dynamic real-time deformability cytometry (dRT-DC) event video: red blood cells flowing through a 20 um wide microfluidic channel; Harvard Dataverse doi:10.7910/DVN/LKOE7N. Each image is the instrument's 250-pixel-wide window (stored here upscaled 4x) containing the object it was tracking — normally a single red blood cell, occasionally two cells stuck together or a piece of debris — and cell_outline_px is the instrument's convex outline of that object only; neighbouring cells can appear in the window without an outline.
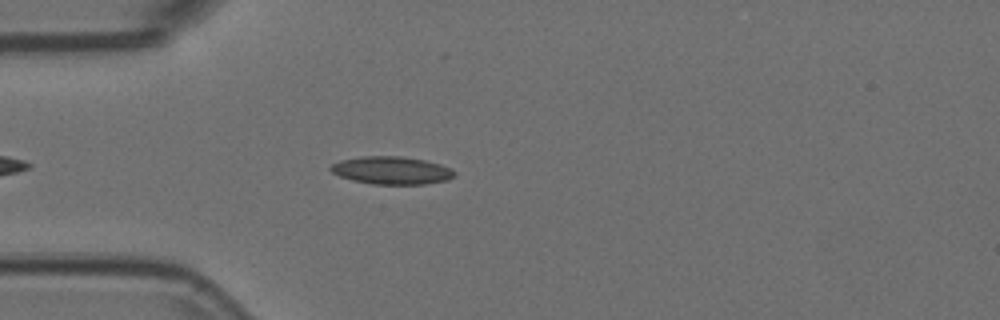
{"species": "Egyptian fruit bat (a non-hibernating species)", "species_latin": "Rousettus aegyptiacus", "temperature_condition": "room temperature", "stored_images_in_passage": 30, "camera_frame_rate_fps": 3000, "um_per_image_px": 0.085, "animal": {"sex": "female"}, "frame": {"image": 1, "passage_image": 6, "time_ms": 1.667, "image_size_px": [1000, 320], "cell_outline_px": [[456, 176], [448, 180], [424, 184], [372, 184], [352, 180], [340, 176], [332, 172], [328, 168], [332, 164], [340, 160], [360, 156], [400, 156], [424, 160], [440, 164], [452, 168], [456, 172]], "centroid_in_image_um": [33.3, 14.48], "position_along_channel_um": 51.7, "area_um2": 20.17}}
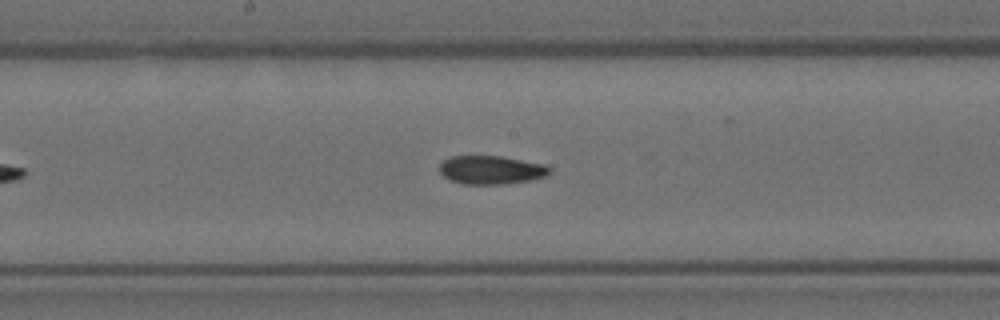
{"frame": {"image": 2, "passage_image": 19, "time_ms": 6.0, "image_size_px": [1000, 320], "cell_outline_px": [[552, 172], [548, 176], [532, 180], [504, 184], [464, 184], [452, 180], [444, 176], [440, 172], [440, 164], [444, 160], [452, 156], [500, 156], [544, 164], [552, 168]], "centroid_in_image_um": [41.81, 14.45], "position_along_channel_um": 206.4, "area_um2": 18.32}}
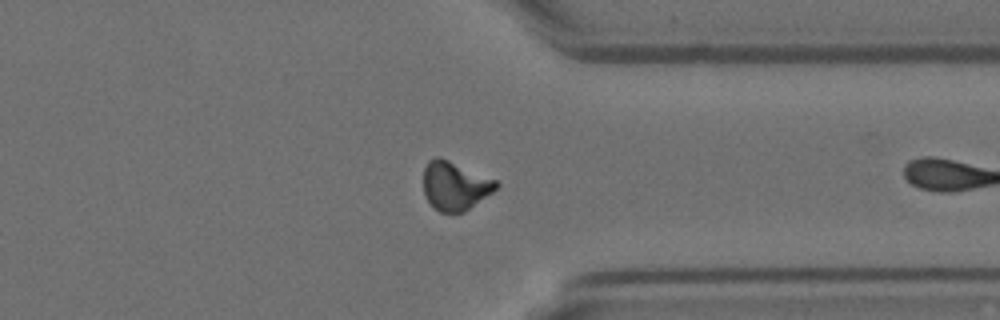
{"frame": {"image": 3, "passage_image": 29, "time_ms": 9.333, "image_size_px": [1000, 320], "cell_outline_px": [[500, 184], [492, 192], [464, 212], [440, 212], [424, 196], [424, 168], [428, 160], [436, 156], [448, 160], [496, 180]], "centroid_in_image_um": [38.65, 15.78], "position_along_channel_um": 372.7, "area_um2": 20.29}}